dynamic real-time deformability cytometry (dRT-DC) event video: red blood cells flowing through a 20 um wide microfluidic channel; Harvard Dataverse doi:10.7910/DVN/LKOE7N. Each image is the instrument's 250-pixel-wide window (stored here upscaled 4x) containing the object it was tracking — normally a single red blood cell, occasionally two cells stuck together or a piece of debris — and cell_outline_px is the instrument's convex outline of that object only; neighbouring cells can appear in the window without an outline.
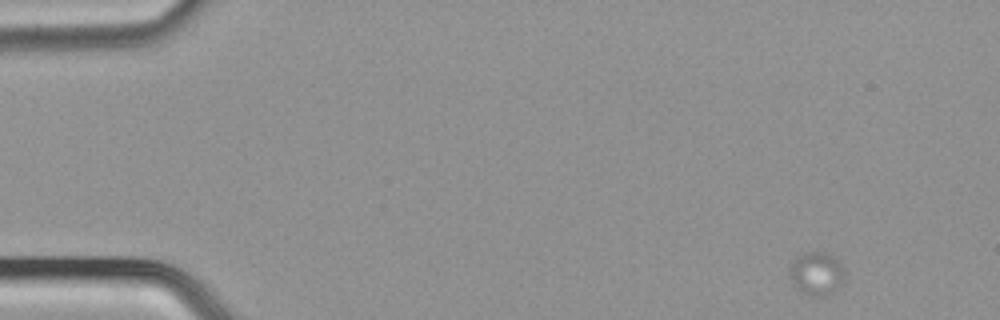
{"species": "common noctule bat (a hibernating species)", "species_latin": "Nyctalus noctula", "temperature_condition": "cold", "stored_images_in_passage": 12, "camera_frame_rate_fps": 3000, "um_per_image_px": 0.085, "animal": {"sex": "male", "body_mass_g": 21.5, "forearm_length_mm": 52.0}, "frame": {"image": 1, "passage_image": 1, "time_ms": 0.0, "image_size_px": [1000, 320], "cell_outline_px": [[844, 280], [840, 288], [836, 292], [824, 296], [812, 296], [804, 292], [792, 284], [788, 276], [788, 268], [800, 256], [808, 252], [824, 252], [832, 256], [844, 268]], "centroid_in_image_um": [69.43, 23.29], "position_along_channel_um": 15.6, "area_um2": 13.87}}
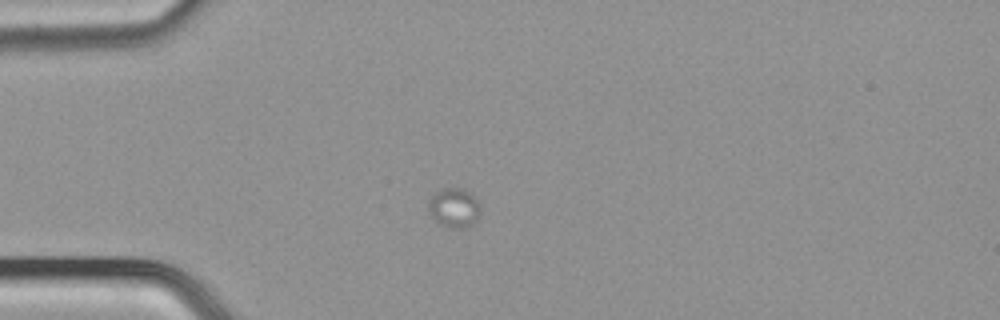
{"frame": {"image": 2, "passage_image": 11, "time_ms": 3.333, "image_size_px": [1000, 320], "cell_outline_px": [[480, 216], [468, 228], [448, 228], [440, 224], [428, 212], [428, 204], [432, 196], [436, 192], [444, 188], [464, 188], [472, 192], [476, 196], [480, 208]], "centroid_in_image_um": [38.64, 17.66], "position_along_channel_um": 46.4, "area_um2": 12.2}}